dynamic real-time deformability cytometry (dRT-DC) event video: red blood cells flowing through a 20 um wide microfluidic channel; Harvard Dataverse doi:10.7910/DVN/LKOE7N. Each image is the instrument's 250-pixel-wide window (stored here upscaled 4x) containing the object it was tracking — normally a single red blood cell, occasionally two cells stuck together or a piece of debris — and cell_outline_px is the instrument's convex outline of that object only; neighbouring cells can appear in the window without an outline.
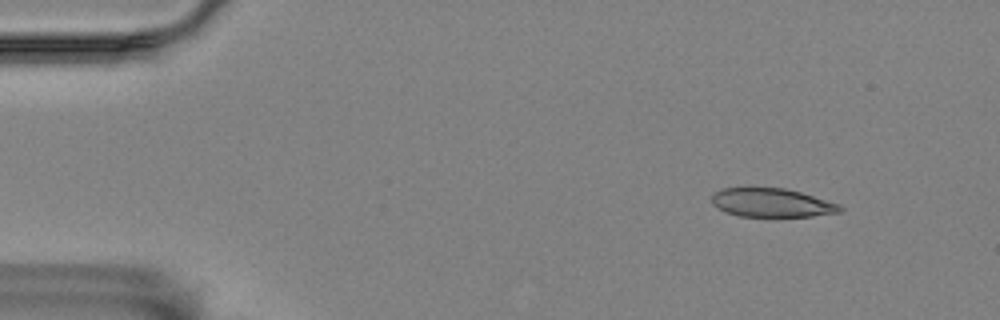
{"species": "Egyptian fruit bat (a non-hibernating species)", "species_latin": "Rousettus aegyptiacus", "temperature_condition": "room temperature", "stored_images_in_passage": 3, "camera_frame_rate_fps": 3000, "um_per_image_px": 0.085, "animal": {"sex": "female"}, "frame": {"image": 1, "passage_image": 1, "time_ms": 0.0, "image_size_px": [1000, 320], "cell_outline_px": [[844, 208], [840, 212], [812, 216], [740, 216], [724, 212], [712, 204], [712, 196], [716, 192], [724, 188], [784, 188], [800, 192], [840, 204]], "centroid_in_image_um": [65.61, 17.24], "position_along_channel_um": 19.4, "area_um2": 21.27}}